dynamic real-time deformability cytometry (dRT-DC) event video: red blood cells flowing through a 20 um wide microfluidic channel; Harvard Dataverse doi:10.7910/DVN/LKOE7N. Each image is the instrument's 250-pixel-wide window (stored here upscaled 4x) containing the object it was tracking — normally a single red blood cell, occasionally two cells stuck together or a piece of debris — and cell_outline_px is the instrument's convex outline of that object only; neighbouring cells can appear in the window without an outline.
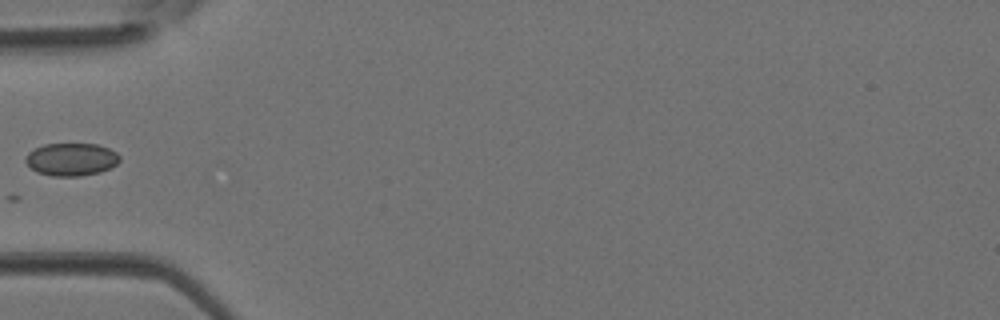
{"species": "Egyptian fruit bat (a non-hibernating species)", "species_latin": "Rousettus aegyptiacus", "temperature_condition": "room temperature", "stored_images_in_passage": 1, "camera_frame_rate_fps": 3000, "um_per_image_px": 0.085, "animal": {"sex": "female"}, "frame": {"image": 1, "passage_image": 1, "time_ms": 0.0, "image_size_px": [1000, 320], "cell_outline_px": [[120, 160], [112, 168], [100, 172], [80, 176], [52, 176], [36, 172], [24, 160], [24, 156], [28, 152], [44, 144], [96, 144], [108, 148], [116, 152], [120, 156]], "centroid_in_image_um": [6.06, 13.55], "position_along_channel_um": 78.9, "area_um2": 18.03}}